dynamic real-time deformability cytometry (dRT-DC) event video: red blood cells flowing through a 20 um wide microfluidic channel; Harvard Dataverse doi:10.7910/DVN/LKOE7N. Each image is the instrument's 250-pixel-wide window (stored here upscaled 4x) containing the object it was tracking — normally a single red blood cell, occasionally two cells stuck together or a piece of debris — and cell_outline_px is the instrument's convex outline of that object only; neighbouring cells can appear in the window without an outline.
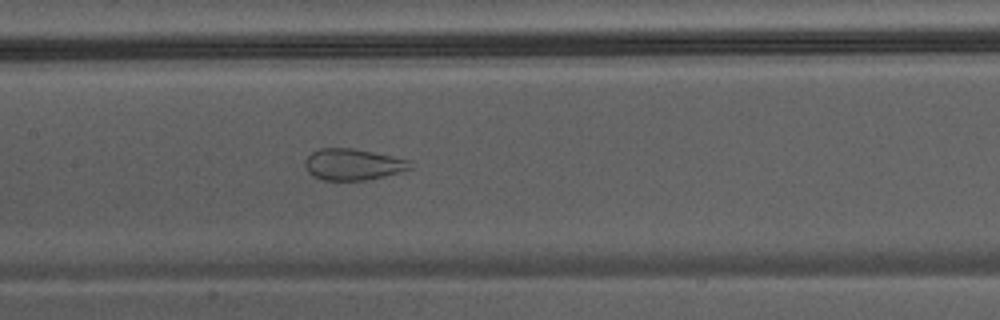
{"species": "Egyptian fruit bat (a non-hibernating species)", "species_latin": "Rousettus aegyptiacus", "temperature_condition": "warm", "stored_images_in_passage": 43, "camera_frame_rate_fps": 3000, "um_per_image_px": 0.085, "animal": {"sex": "male"}, "frame": {"image": 1, "passage_image": 19, "time_ms": 6.0, "image_size_px": [1000, 320], "cell_outline_px": [[412, 168], [400, 172], [384, 176], [364, 180], [324, 180], [312, 176], [308, 172], [304, 164], [304, 160], [312, 152], [320, 148], [352, 148], [412, 160]], "centroid_in_image_um": [30.0, 13.97], "position_along_channel_um": 177.4, "area_um2": 19.25}}